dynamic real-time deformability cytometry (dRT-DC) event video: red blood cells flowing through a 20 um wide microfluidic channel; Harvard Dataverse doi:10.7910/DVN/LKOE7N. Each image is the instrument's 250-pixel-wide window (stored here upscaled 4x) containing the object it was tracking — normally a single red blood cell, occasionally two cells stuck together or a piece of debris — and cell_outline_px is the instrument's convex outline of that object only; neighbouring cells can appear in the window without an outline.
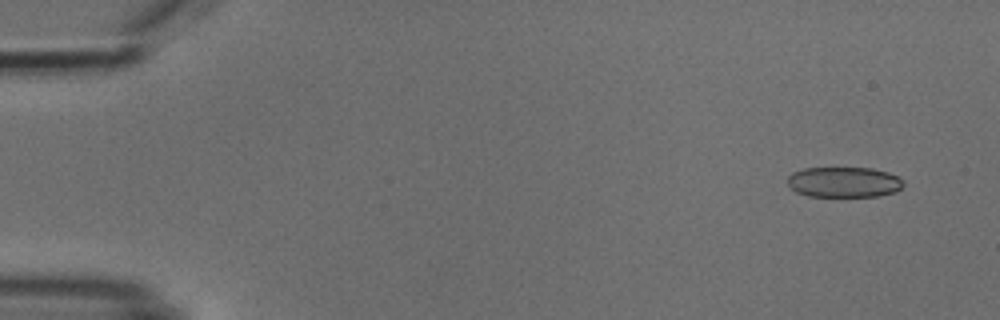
{"species": "common noctule bat (a hibernating species)", "species_latin": "Nyctalus noctula", "temperature_condition": "cold", "stored_images_in_passage": 5, "camera_frame_rate_fps": 3000, "um_per_image_px": 0.085, "animal": {"sex": "male", "body_mass_g": 18.8}, "frame": {"image": 1, "passage_image": 1, "time_ms": 0.0, "image_size_px": [1000, 320], "cell_outline_px": [[904, 184], [896, 192], [880, 196], [808, 196], [796, 192], [788, 184], [788, 176], [792, 172], [804, 168], [872, 168], [888, 172], [904, 180]], "centroid_in_image_um": [71.75, 15.48], "position_along_channel_um": 13.3, "area_um2": 20.63}}
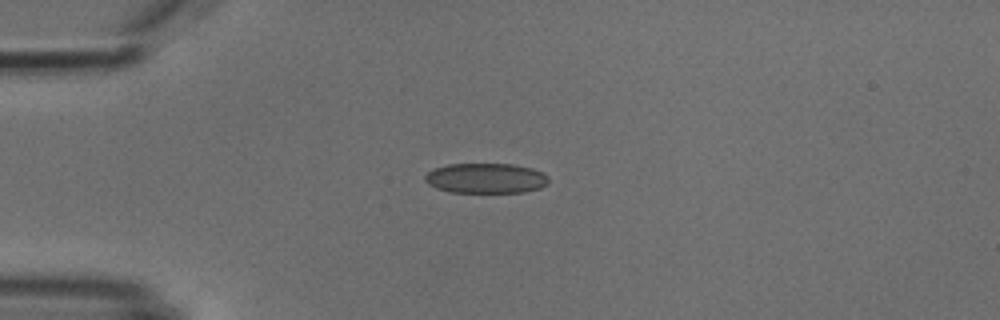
{"frame": {"image": 2, "passage_image": 4, "time_ms": 3.333, "image_size_px": [1000, 320], "cell_outline_px": [[548, 184], [540, 188], [524, 192], [448, 192], [436, 188], [428, 184], [424, 180], [424, 176], [428, 172], [436, 168], [448, 164], [512, 164], [532, 168], [548, 176]], "centroid_in_image_um": [41.29, 15.15], "position_along_channel_um": 43.7, "area_um2": 21.68}}